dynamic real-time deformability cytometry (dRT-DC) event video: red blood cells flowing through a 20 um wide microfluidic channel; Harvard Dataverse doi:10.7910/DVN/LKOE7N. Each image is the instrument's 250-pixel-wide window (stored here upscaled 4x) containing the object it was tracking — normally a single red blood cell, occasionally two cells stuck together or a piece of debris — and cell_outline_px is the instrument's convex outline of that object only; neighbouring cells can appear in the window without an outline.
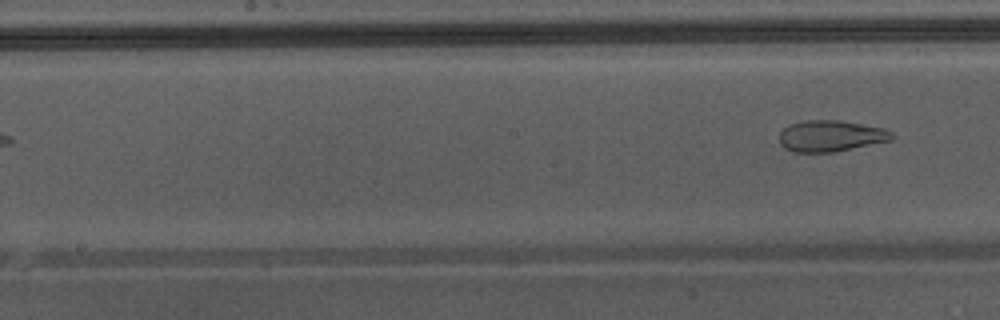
{"species": "Egyptian fruit bat (a non-hibernating species)", "species_latin": "Rousettus aegyptiacus", "temperature_condition": "warm", "stored_images_in_passage": 9, "camera_frame_rate_fps": 3000, "um_per_image_px": 0.085, "animal": {"sex": "male"}, "frame": {"image": 1, "passage_image": 9, "time_ms": 2.667, "image_size_px": [1000, 320], "cell_outline_px": [[896, 136], [892, 140], [836, 152], [792, 152], [784, 148], [780, 144], [780, 132], [788, 124], [804, 120], [840, 120], [884, 128], [892, 132]], "centroid_in_image_um": [70.62, 11.56], "position_along_channel_um": 177.6, "area_um2": 20.75}}